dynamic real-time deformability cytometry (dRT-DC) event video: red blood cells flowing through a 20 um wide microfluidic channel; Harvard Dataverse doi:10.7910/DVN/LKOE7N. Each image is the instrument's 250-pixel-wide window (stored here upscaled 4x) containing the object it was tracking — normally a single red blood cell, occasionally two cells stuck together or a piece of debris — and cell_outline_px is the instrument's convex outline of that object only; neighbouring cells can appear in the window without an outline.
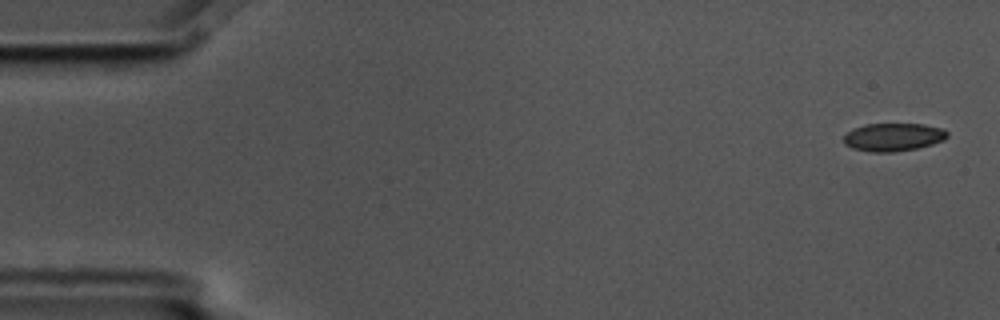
{"species": "common noctule bat (a hibernating species)", "species_latin": "Nyctalus noctula", "temperature_condition": "cold", "stored_images_in_passage": 4, "camera_frame_rate_fps": 3000, "um_per_image_px": 0.085, "animal": {"sex": "male", "body_mass_g": 17.5, "forearm_length_mm": 52.3}, "frame": {"image": 1, "passage_image": 1, "time_ms": 0.0, "image_size_px": [1000, 320], "cell_outline_px": [[948, 136], [944, 140], [932, 144], [916, 148], [896, 152], [872, 152], [852, 148], [844, 144], [844, 136], [852, 128], [864, 124], [924, 124], [944, 128], [948, 132]], "centroid_in_image_um": [75.94, 11.65], "position_along_channel_um": 9.1, "area_um2": 17.05}}
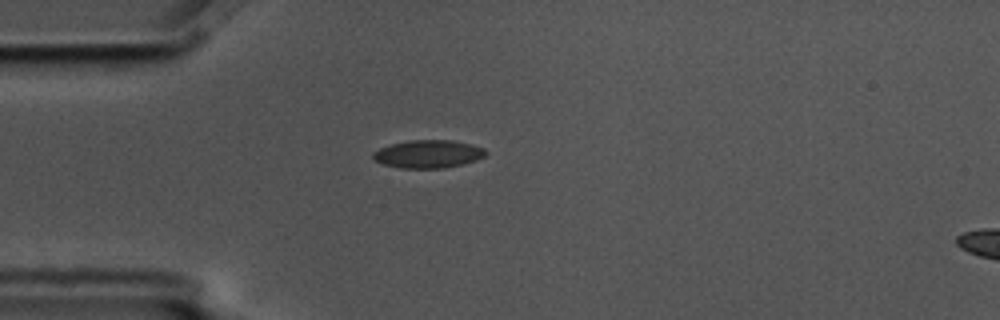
{"frame": {"image": 2, "passage_image": 4, "time_ms": 1.0, "image_size_px": [1000, 320], "cell_outline_px": [[488, 152], [484, 156], [476, 160], [464, 164], [444, 168], [400, 168], [384, 164], [376, 160], [372, 156], [372, 152], [380, 148], [392, 144], [408, 140], [452, 140], [472, 144], [484, 148]], "centroid_in_image_um": [36.42, 13.09], "position_along_channel_um": 48.6, "area_um2": 18.38}}